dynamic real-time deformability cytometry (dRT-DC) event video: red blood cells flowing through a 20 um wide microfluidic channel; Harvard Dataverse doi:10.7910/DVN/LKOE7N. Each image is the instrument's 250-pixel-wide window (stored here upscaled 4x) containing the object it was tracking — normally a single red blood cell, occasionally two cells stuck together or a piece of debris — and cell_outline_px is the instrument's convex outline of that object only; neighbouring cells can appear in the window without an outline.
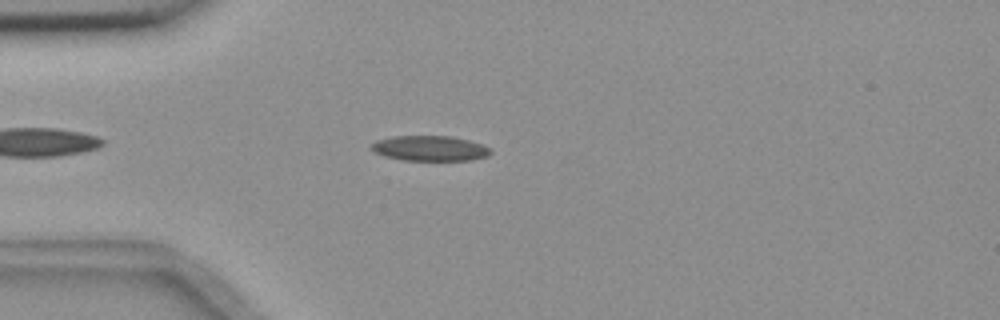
{"species": "common noctule bat (a hibernating species)", "species_latin": "Nyctalus noctula", "temperature_condition": "room temperature", "stored_images_in_passage": 46, "camera_frame_rate_fps": 3000, "um_per_image_px": 0.085, "animal": {"sex": "female", "body_mass_g": 18.4}, "frame": {"image": 1, "passage_image": 6, "time_ms": 1.667, "image_size_px": [1000, 320], "cell_outline_px": [[492, 152], [488, 156], [468, 160], [404, 160], [384, 156], [376, 152], [372, 148], [372, 144], [376, 140], [392, 136], [452, 136], [468, 140], [480, 144], [488, 148]], "centroid_in_image_um": [36.53, 12.6], "position_along_channel_um": 48.5, "area_um2": 17.28}}
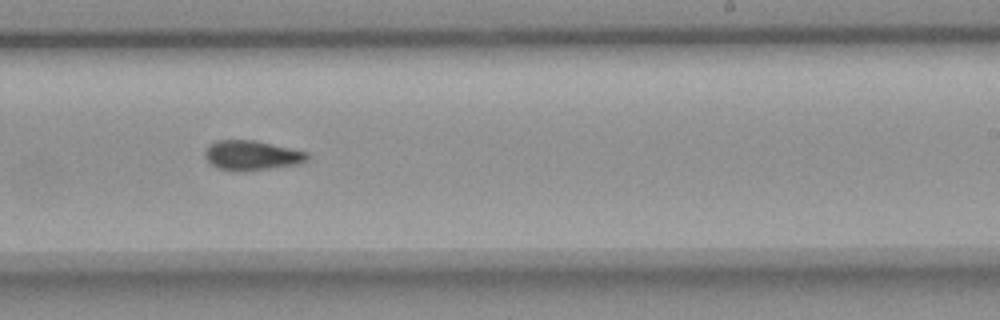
{"frame": {"image": 2, "passage_image": 25, "time_ms": 8.0, "image_size_px": [1000, 320], "cell_outline_px": [[308, 160], [300, 164], [248, 172], [236, 172], [216, 168], [204, 156], [204, 152], [208, 144], [216, 140], [252, 140], [308, 152]], "centroid_in_image_um": [21.38, 13.23], "position_along_channel_um": 267.6, "area_um2": 18.03}}
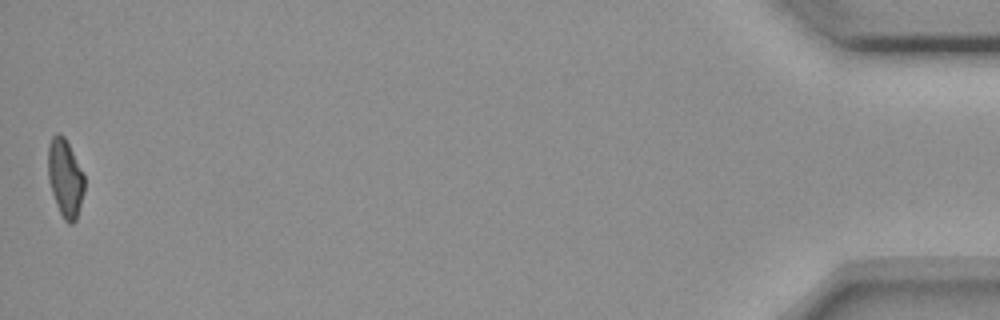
{"frame": {"image": 3, "passage_image": 46, "time_ms": 15.0, "image_size_px": [1000, 320], "cell_outline_px": [[84, 192], [76, 220], [72, 224], [68, 224], [64, 220], [56, 204], [48, 180], [48, 144], [52, 136], [56, 132], [60, 132], [64, 136], [84, 172]], "centroid_in_image_um": [5.54, 15.11], "position_along_channel_um": 429.7, "area_um2": 16.7}, "authors_computed_cell_mechanics": {"area_um2": 17.5712, "velocity_mm_per_s": 3.6743, "shape_relaxation_time_tau1_ms": 9.8071, "shape_relaxation_time_tau2_ms": 5.9941, "deformation_change_tau1": 0.1958, "deformation_change_tau2": 0.1391}}